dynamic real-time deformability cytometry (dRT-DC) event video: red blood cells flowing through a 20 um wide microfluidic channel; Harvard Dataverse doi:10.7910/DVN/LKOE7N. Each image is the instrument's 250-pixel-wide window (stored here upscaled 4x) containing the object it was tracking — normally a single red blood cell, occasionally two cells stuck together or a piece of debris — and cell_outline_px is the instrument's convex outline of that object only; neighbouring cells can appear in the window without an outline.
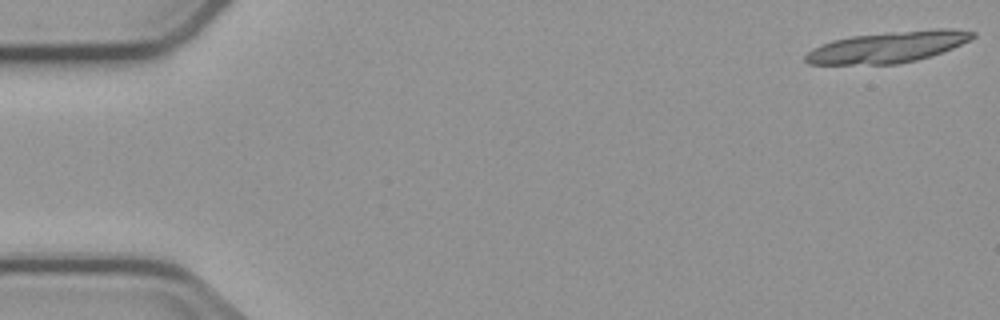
{"species": "common noctule bat (a hibernating species)", "species_latin": "Nyctalus noctula", "temperature_condition": "cold", "stored_images_in_passage": 5, "camera_frame_rate_fps": 3000, "um_per_image_px": 0.085, "animal": {"sex": "male", "body_mass_g": 23.1, "forearm_length_mm": 52.7}, "frame": {"image": 1, "passage_image": 1, "time_ms": 0.0, "image_size_px": [1000, 320], "cell_outline_px": [[976, 36], [952, 48], [916, 60], [896, 64], [808, 64], [804, 60], [804, 56], [812, 48], [820, 44], [832, 40], [852, 36], [888, 32], [936, 28], [952, 28], [976, 32]], "centroid_in_image_um": [75.44, 3.98], "position_along_channel_um": 9.6, "area_um2": 30.29}}